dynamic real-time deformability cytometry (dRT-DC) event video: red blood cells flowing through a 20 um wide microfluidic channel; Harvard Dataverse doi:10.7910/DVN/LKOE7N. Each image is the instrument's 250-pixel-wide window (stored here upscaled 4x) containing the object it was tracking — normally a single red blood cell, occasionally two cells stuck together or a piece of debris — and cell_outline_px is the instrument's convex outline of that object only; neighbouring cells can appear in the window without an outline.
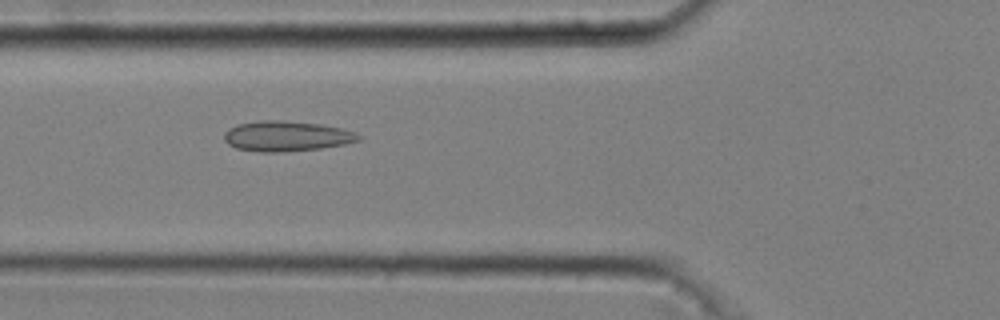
{"species": "common noctule bat (a hibernating species)", "species_latin": "Nyctalus noctula", "temperature_condition": "cold", "stored_images_in_passage": 33, "camera_frame_rate_fps": 3000, "um_per_image_px": 0.085, "animal": {"sex": "male", "body_mass_g": 20.4}, "frame": {"image": 1, "passage_image": 5, "time_ms": 1.333, "image_size_px": [1000, 320], "cell_outline_px": [[364, 136], [360, 140], [344, 144], [320, 148], [284, 152], [260, 152], [236, 148], [228, 144], [224, 140], [224, 132], [228, 128], [236, 124], [260, 120], [280, 120], [320, 124], [340, 128], [356, 132]], "centroid_in_image_um": [24.34, 11.57], "position_along_channel_um": 101.5, "area_um2": 23.87}}
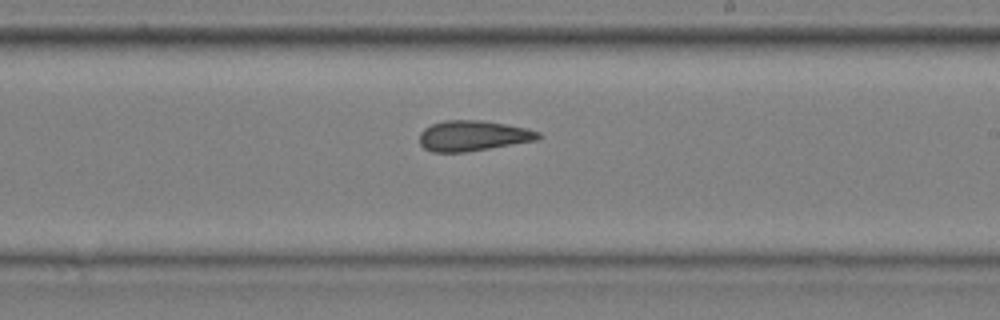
{"frame": {"image": 2, "passage_image": 17, "time_ms": 5.333, "image_size_px": [1000, 320], "cell_outline_px": [[544, 136], [536, 140], [464, 152], [432, 152], [424, 148], [420, 144], [420, 132], [424, 128], [432, 124], [444, 120], [480, 120], [528, 128], [540, 132]], "centroid_in_image_um": [40.2, 11.53], "position_along_channel_um": 248.8, "area_um2": 20.98}}
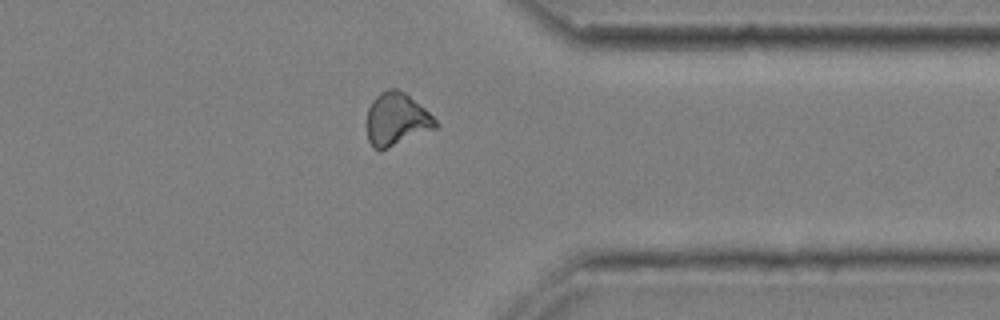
{"frame": {"image": 3, "passage_image": 28, "time_ms": 9.0, "image_size_px": [1000, 320], "cell_outline_px": [[440, 124], [436, 128], [380, 152], [372, 148], [368, 140], [368, 108], [372, 100], [380, 92], [388, 88], [396, 88], [404, 92], [424, 108]], "centroid_in_image_um": [33.69, 10.16], "position_along_channel_um": 377.7, "area_um2": 21.21}, "authors_computed_cell_mechanics": {"area_um2": 21.3282, "velocity_mm_per_s": 3.6836, "shape_relaxation_time_tau1_ms": null, "shape_relaxation_time_tau2_ms": 2.0352, "deformation_change_tau1": null, "deformation_change_tau2": 0.0848}}